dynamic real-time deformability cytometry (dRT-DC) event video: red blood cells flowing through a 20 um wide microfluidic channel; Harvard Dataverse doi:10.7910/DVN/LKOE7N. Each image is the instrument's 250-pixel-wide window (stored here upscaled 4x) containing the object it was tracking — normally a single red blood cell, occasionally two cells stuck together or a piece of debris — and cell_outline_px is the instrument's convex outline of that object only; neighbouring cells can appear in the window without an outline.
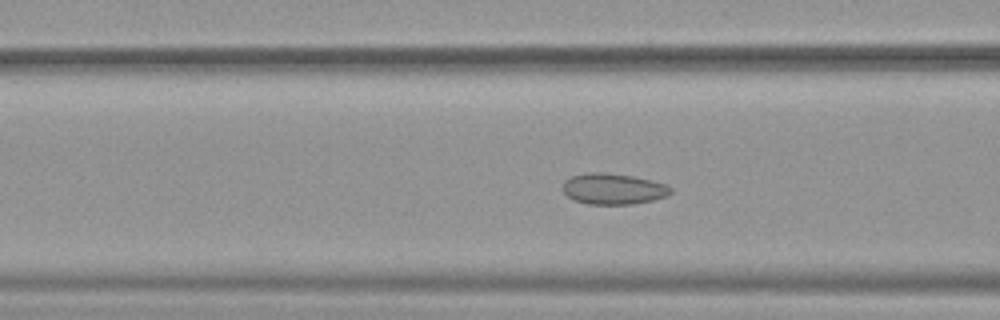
{"species": "common noctule bat (a hibernating species)", "species_latin": "Nyctalus noctula", "temperature_condition": "warm", "stored_images_in_passage": 40, "camera_frame_rate_fps": 3000, "um_per_image_px": 0.085, "animal": {"sex": "female", "body_mass_g": 19.9}, "frame": {"image": 1, "passage_image": 9, "time_ms": 2.667, "image_size_px": [1000, 320], "cell_outline_px": [[672, 192], [664, 196], [652, 200], [632, 204], [588, 204], [572, 200], [564, 192], [564, 180], [572, 176], [588, 172], [604, 172], [632, 176], [652, 180], [668, 184], [672, 188]], "centroid_in_image_um": [52.13, 16.05], "position_along_channel_um": 114.5, "area_um2": 19.48}}
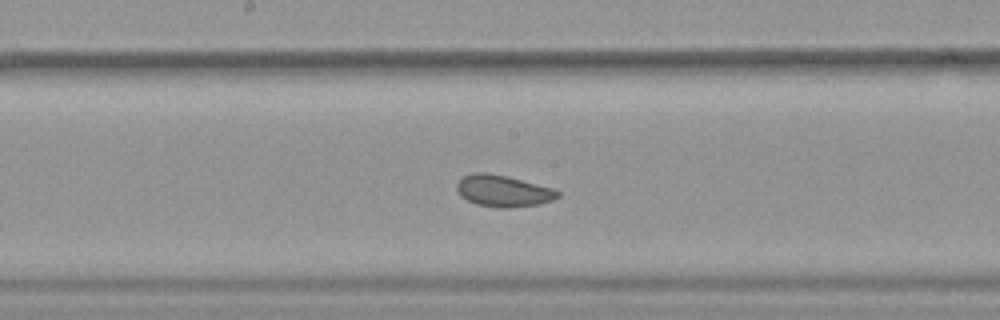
{"frame": {"image": 2, "passage_image": 16, "time_ms": 5.0, "image_size_px": [1000, 320], "cell_outline_px": [[560, 196], [552, 200], [540, 204], [508, 208], [496, 208], [476, 204], [460, 196], [456, 188], [456, 184], [464, 176], [472, 172], [488, 172], [508, 176], [556, 188], [560, 192]], "centroid_in_image_um": [42.8, 16.22], "position_along_channel_um": 205.4, "area_um2": 18.96}}
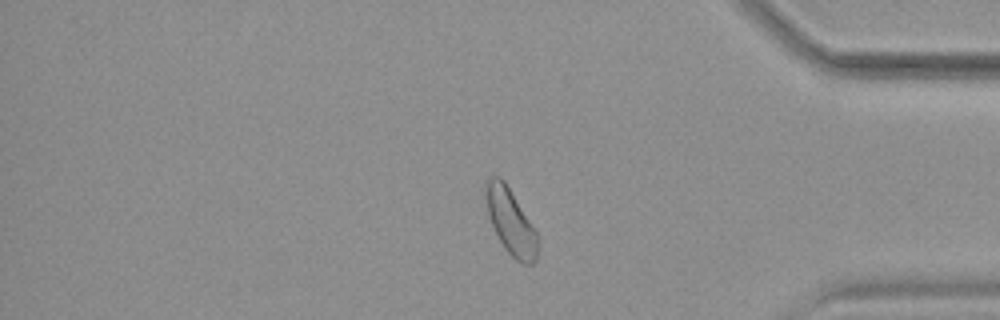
{"frame": {"image": 3, "passage_image": 32, "time_ms": 10.333, "image_size_px": [1000, 320], "cell_outline_px": [[540, 240], [536, 260], [532, 264], [520, 264], [508, 252], [500, 240], [492, 224], [488, 212], [484, 192], [484, 184], [492, 176], [500, 176], [504, 180], [540, 236]], "centroid_in_image_um": [43.45, 18.85], "position_along_channel_um": 391.8, "area_um2": 20.0}, "authors_computed_cell_mechanics": {"area_um2": 19.5653, "velocity_mm_per_s": 3.9121, "shape_relaxation_time_tau1_ms": null, "shape_relaxation_time_tau2_ms": 1.6661, "deformation_change_tau1": null, "deformation_change_tau2": 0.0718}}